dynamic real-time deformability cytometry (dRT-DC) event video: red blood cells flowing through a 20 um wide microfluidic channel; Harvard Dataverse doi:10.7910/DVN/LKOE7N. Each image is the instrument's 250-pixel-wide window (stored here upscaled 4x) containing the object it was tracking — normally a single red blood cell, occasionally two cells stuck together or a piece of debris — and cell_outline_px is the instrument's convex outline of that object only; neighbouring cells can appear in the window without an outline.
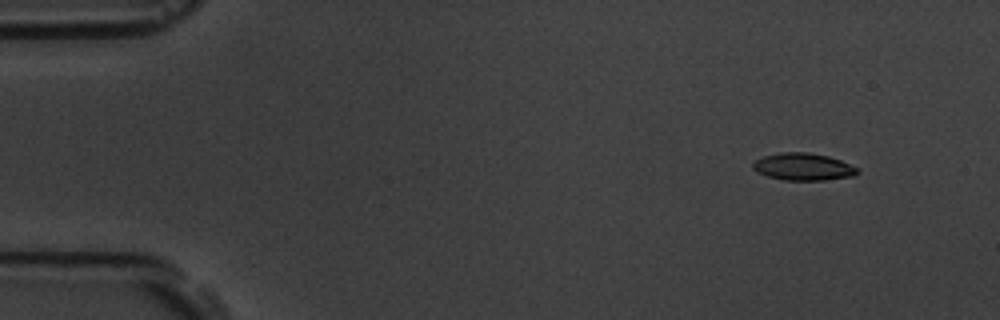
{"species": "common noctule bat (a hibernating species)", "species_latin": "Nyctalus noctula", "temperature_condition": "room temperature", "stored_images_in_passage": 4, "camera_frame_rate_fps": 3000, "um_per_image_px": 0.085, "animal": {"sex": "male", "body_mass_g": 19.5, "forearm_length_mm": 54.6}, "frame": {"image": 1, "passage_image": 1, "time_ms": 0.0, "image_size_px": [1000, 320], "cell_outline_px": [[860, 172], [856, 176], [824, 180], [784, 180], [768, 176], [756, 172], [752, 168], [752, 164], [756, 160], [764, 156], [780, 152], [808, 152], [828, 156], [840, 160], [860, 168]], "centroid_in_image_um": [68.31, 14.18], "position_along_channel_um": 16.7, "area_um2": 16.76}}
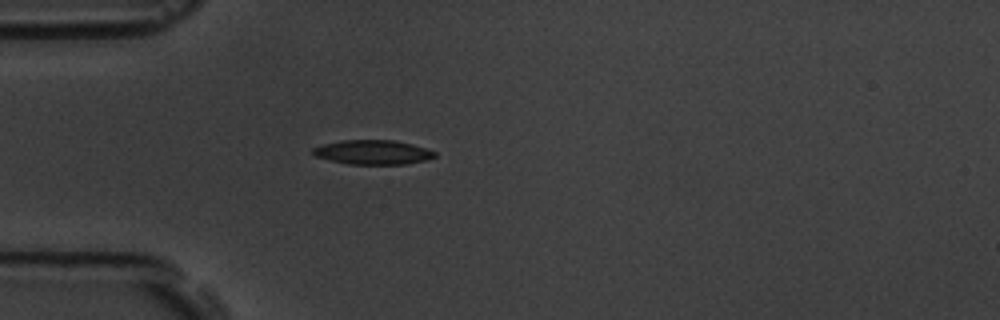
{"frame": {"image": 2, "passage_image": 4, "time_ms": 3.667, "image_size_px": [1000, 320], "cell_outline_px": [[436, 156], [424, 160], [404, 164], [348, 164], [316, 156], [312, 152], [312, 148], [324, 144], [340, 140], [392, 140], [412, 144], [428, 148], [436, 152]], "centroid_in_image_um": [31.71, 12.93], "position_along_channel_um": 53.3, "area_um2": 17.17}}